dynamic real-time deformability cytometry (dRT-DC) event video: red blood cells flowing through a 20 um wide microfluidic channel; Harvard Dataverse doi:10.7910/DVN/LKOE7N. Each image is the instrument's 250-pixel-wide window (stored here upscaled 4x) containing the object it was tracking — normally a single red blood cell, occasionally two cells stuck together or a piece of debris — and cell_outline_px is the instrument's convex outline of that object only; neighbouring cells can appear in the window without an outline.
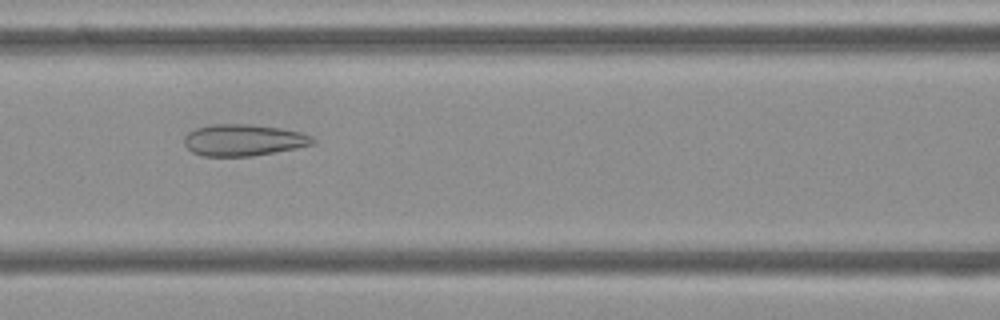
{"species": "Egyptian fruit bat (a non-hibernating species)", "species_latin": "Rousettus aegyptiacus", "temperature_condition": "cold", "stored_images_in_passage": 54, "camera_frame_rate_fps": 3000, "um_per_image_px": 0.085, "frame": {"image": 1, "passage_image": 23, "time_ms": 7.333, "image_size_px": [1000, 320], "cell_outline_px": [[316, 140], [312, 144], [296, 148], [252, 156], [204, 156], [192, 152], [184, 144], [184, 136], [188, 132], [196, 128], [212, 124], [252, 124], [280, 128], [300, 132], [312, 136]], "centroid_in_image_um": [20.68, 11.9], "position_along_channel_um": 145.9, "area_um2": 23.64}}
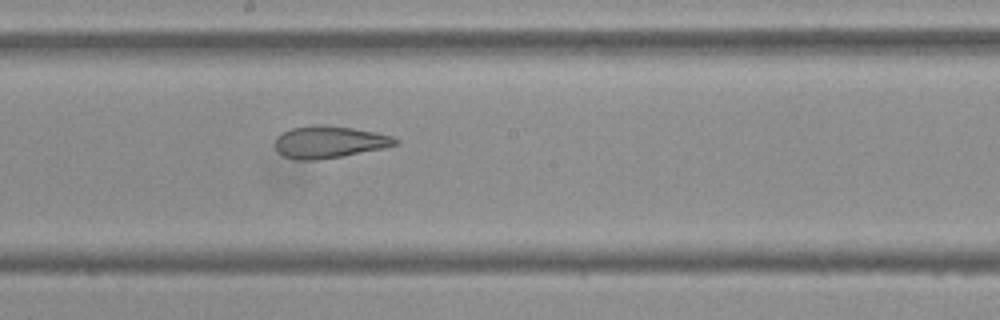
{"frame": {"image": 2, "passage_image": 29, "time_ms": 9.333, "image_size_px": [1000, 320], "cell_outline_px": [[400, 144], [384, 148], [340, 156], [316, 160], [296, 160], [284, 156], [276, 148], [276, 136], [292, 128], [312, 124], [320, 124], [352, 128], [376, 132], [392, 136], [400, 140]], "centroid_in_image_um": [28.01, 12.06], "position_along_channel_um": 220.2, "area_um2": 22.43}}
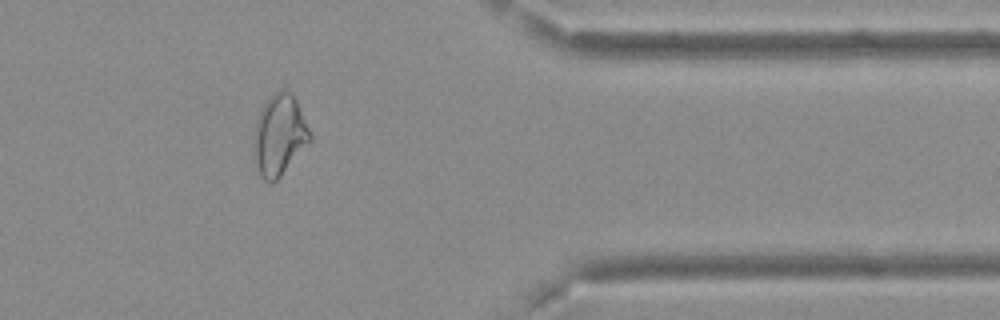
{"frame": {"image": 3, "passage_image": 44, "time_ms": 14.333, "image_size_px": [1000, 320], "cell_outline_px": [[312, 140], [280, 176], [272, 184], [264, 180], [260, 176], [256, 164], [256, 120], [260, 108], [272, 92], [280, 88], [284, 88], [296, 100], [312, 136]], "centroid_in_image_um": [23.77, 11.45], "position_along_channel_um": 387.6, "area_um2": 26.01}, "authors_computed_cell_mechanics": {"area_um2": 27.1371, "velocity_mm_per_s": 3.7191, "shape_relaxation_time_tau1_ms": null, "shape_relaxation_time_tau2_ms": 2.311, "deformation_change_tau1": null, "deformation_change_tau2": 0.0907}}